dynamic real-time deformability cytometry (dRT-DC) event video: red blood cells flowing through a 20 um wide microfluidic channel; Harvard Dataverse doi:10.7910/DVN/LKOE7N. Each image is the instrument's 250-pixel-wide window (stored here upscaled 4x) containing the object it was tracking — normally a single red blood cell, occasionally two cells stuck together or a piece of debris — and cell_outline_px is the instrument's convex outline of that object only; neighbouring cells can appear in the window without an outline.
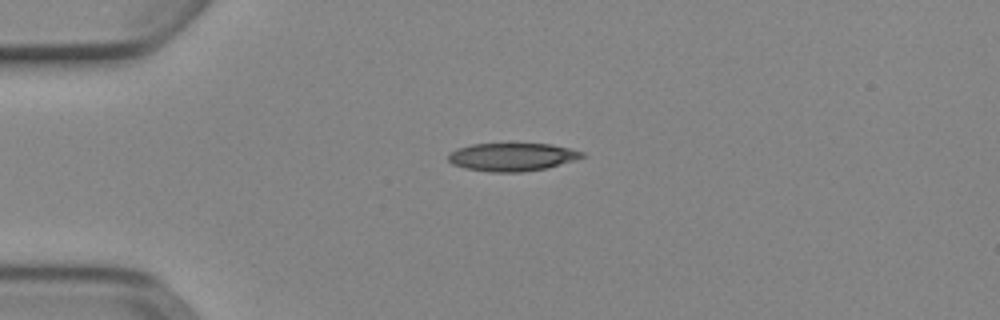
{"species": "Egyptian fruit bat (a non-hibernating species)", "species_latin": "Rousettus aegyptiacus", "temperature_condition": "cold", "stored_images_in_passage": 40, "camera_frame_rate_fps": 3000, "um_per_image_px": 0.085, "animal": {"sex": "female"}, "frame": {"image": 1, "passage_image": 1, "time_ms": 0.0, "image_size_px": [1000, 320], "cell_outline_px": [[588, 156], [548, 168], [524, 172], [488, 172], [464, 168], [452, 164], [448, 160], [448, 152], [456, 148], [472, 144], [552, 144], [584, 152]], "centroid_in_image_um": [43.53, 13.35], "position_along_channel_um": 41.5, "area_um2": 22.14}}
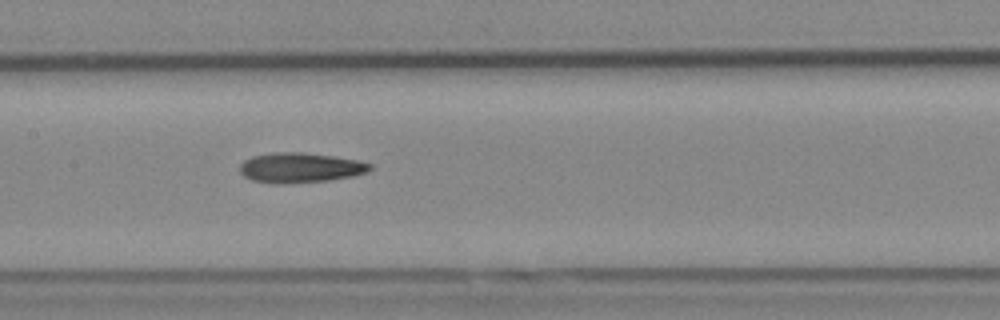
{"frame": {"image": 2, "passage_image": 14, "time_ms": 4.333, "image_size_px": [1000, 320], "cell_outline_px": [[372, 168], [368, 172], [352, 176], [328, 180], [288, 184], [276, 184], [252, 180], [244, 176], [240, 172], [240, 164], [244, 160], [252, 156], [272, 152], [300, 152], [332, 156], [360, 160], [372, 164]], "centroid_in_image_um": [25.51, 14.25], "position_along_channel_um": 181.9, "area_um2": 22.89}}
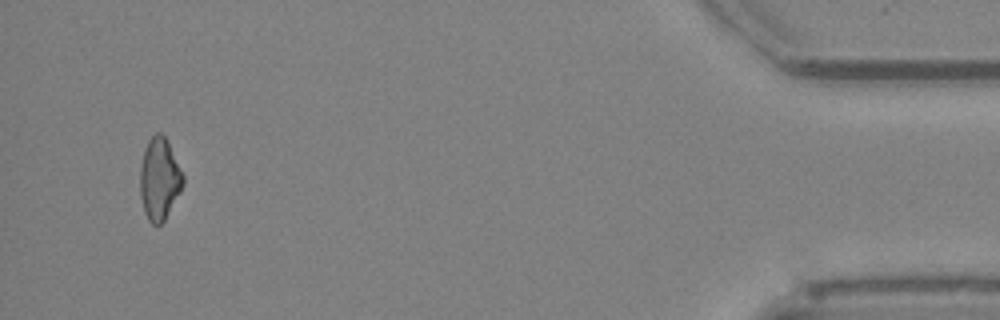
{"frame": {"image": 3, "passage_image": 38, "time_ms": 12.333, "image_size_px": [1000, 320], "cell_outline_px": [[184, 184], [180, 192], [164, 220], [160, 224], [152, 224], [148, 220], [144, 212], [140, 196], [140, 168], [144, 152], [148, 140], [156, 132], [160, 132], [168, 140], [184, 176]], "centroid_in_image_um": [13.55, 15.2], "position_along_channel_um": 421.6, "area_um2": 20.52}, "authors_computed_cell_mechanics": {"area_um2": 21.7039, "velocity_mm_per_s": 3.926, "shape_relaxation_time_tau1_ms": null, "shape_relaxation_time_tau2_ms": 8.9391, "deformation_change_tau1": null, "deformation_change_tau2": 0.237}}